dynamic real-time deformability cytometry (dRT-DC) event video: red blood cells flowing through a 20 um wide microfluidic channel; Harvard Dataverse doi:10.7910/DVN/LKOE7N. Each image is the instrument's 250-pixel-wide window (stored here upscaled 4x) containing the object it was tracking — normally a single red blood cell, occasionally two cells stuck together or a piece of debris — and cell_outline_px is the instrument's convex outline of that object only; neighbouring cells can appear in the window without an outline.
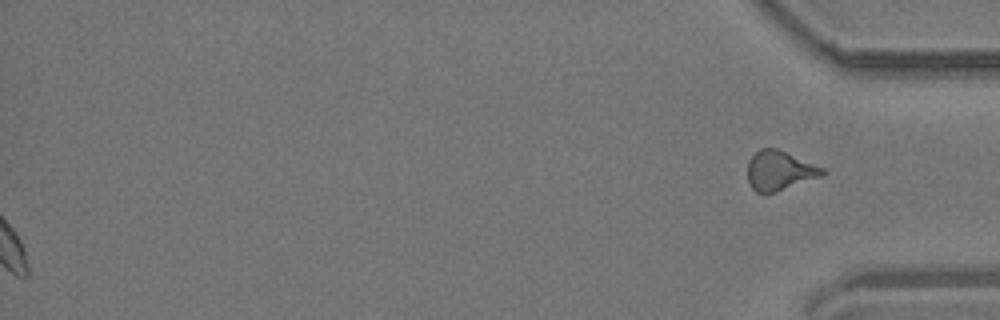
{"species": "common noctule bat (a hibernating species)", "species_latin": "Nyctalus noctula", "temperature_condition": "room temperature", "stored_images_in_passage": 58, "segment_of_instrument_passage": [2, 2], "camera_frame_rate_fps": 3000, "um_per_image_px": 0.085, "animal": {"sex": "male", "body_mass_g": 19.2, "forearm_length_mm": 51.8}, "frame": {"image": 1, "passage_image": 58, "time_ms": 19.0, "image_size_px": [1000, 320], "cell_outline_px": [[828, 172], [820, 176], [776, 192], [756, 192], [752, 188], [748, 180], [748, 160], [760, 148], [776, 148], [824, 168]], "centroid_in_image_um": [66.25, 14.49], "position_along_channel_um": 369.0, "area_um2": 16.94}}